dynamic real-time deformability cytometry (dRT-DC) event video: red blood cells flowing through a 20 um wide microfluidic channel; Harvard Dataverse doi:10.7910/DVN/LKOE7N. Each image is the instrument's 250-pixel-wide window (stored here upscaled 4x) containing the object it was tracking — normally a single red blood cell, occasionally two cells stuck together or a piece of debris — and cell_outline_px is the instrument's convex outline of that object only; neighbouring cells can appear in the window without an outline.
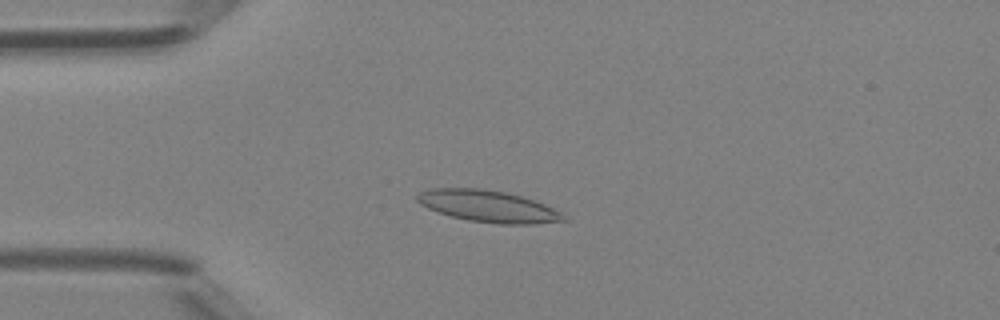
{"species": "Egyptian fruit bat (a non-hibernating species)", "species_latin": "Rousettus aegyptiacus", "temperature_condition": "room temperature", "stored_images_in_passage": 47, "camera_frame_rate_fps": 3000, "um_per_image_px": 0.085, "animal": {"sex": "female"}, "frame": {"image": 1, "passage_image": 12, "time_ms": 3.667, "image_size_px": [1000, 320], "cell_outline_px": [[568, 220], [532, 224], [500, 224], [468, 220], [452, 216], [428, 208], [420, 204], [416, 200], [416, 196], [420, 192], [428, 188], [484, 188], [504, 192], [520, 196], [544, 204], [560, 212]], "centroid_in_image_um": [41.46, 17.52], "position_along_channel_um": 43.5, "area_um2": 26.82}}
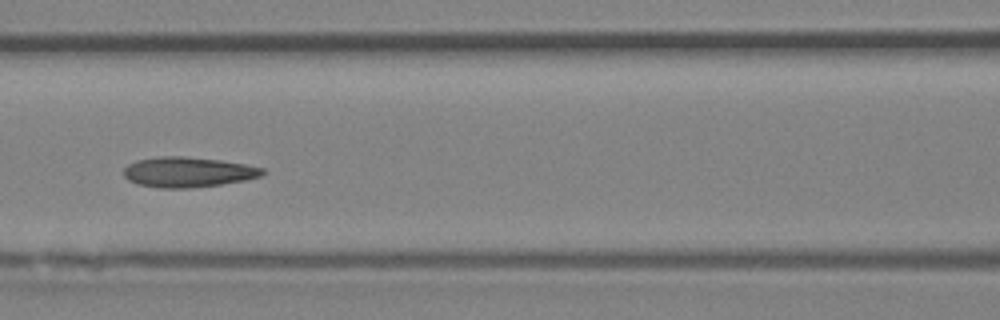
{"frame": {"image": 2, "passage_image": 21, "time_ms": 6.667, "image_size_px": [1000, 320], "cell_outline_px": [[264, 172], [260, 176], [244, 180], [220, 184], [192, 188], [156, 188], [136, 184], [128, 180], [124, 176], [124, 168], [128, 164], [136, 160], [160, 156], [184, 156], [220, 160], [244, 164], [264, 168]], "centroid_in_image_um": [15.92, 14.63], "position_along_channel_um": 150.7, "area_um2": 24.45}}
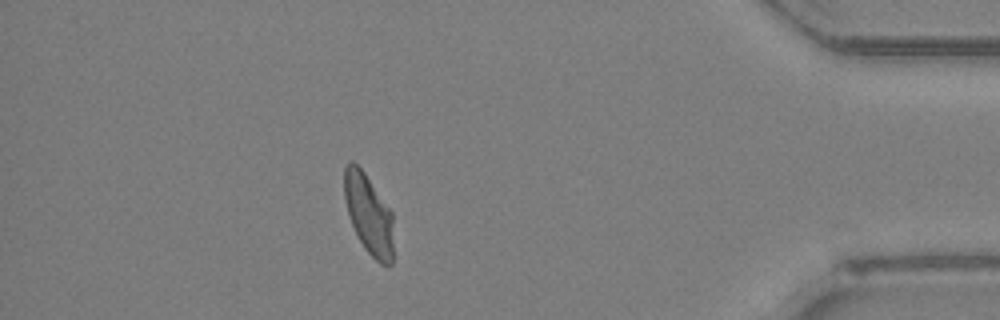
{"frame": {"image": 3, "passage_image": 42, "time_ms": 13.667, "image_size_px": [1000, 320], "cell_outline_px": [[392, 264], [388, 268], [380, 264], [364, 248], [352, 224], [348, 212], [344, 196], [344, 168], [348, 160], [352, 160], [364, 172], [392, 212]], "centroid_in_image_um": [31.33, 18.21], "position_along_channel_um": 403.9, "area_um2": 22.72}, "authors_computed_cell_mechanics": {"area_um2": 23.8714, "velocity_mm_per_s": 4.2833, "shape_relaxation_time_tau1_ms": 6.636, "shape_relaxation_time_tau2_ms": 1.6615, "deformation_change_tau1": 0.1781, "deformation_change_tau2": 0.0779}}